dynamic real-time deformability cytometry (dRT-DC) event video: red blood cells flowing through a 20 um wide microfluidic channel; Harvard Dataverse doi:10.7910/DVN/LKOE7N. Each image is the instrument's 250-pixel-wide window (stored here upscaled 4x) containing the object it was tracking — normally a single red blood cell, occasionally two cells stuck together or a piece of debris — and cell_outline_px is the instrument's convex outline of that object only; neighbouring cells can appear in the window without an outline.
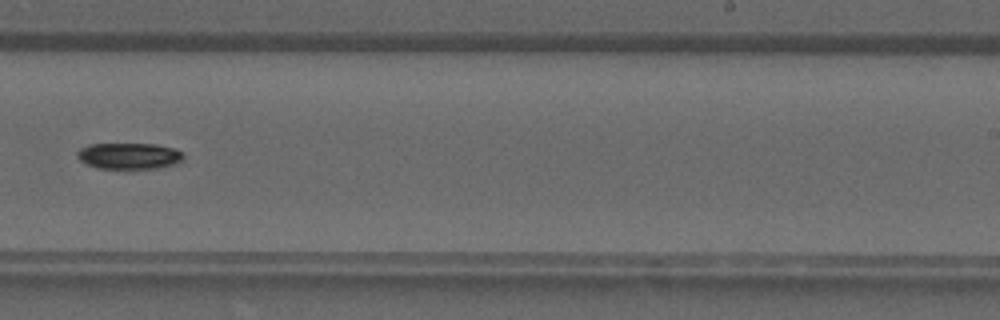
{"species": "common noctule bat (a hibernating species)", "species_latin": "Nyctalus noctula", "temperature_condition": "warm", "stored_images_in_passage": 34, "segment_of_instrument_passage": [2, 2], "camera_frame_rate_fps": 3000, "um_per_image_px": 0.085, "animal": {"sex": "male", "forearm_length_mm": 52.5}, "frame": {"image": 1, "passage_image": 21, "time_ms": 6.667, "image_size_px": [1000, 320], "cell_outline_px": [[184, 156], [180, 160], [172, 164], [156, 168], [100, 168], [88, 164], [80, 160], [76, 156], [76, 152], [80, 148], [92, 144], [156, 144], [172, 148], [184, 152]], "centroid_in_image_um": [10.95, 13.24], "position_along_channel_um": 278.0, "area_um2": 15.95}}
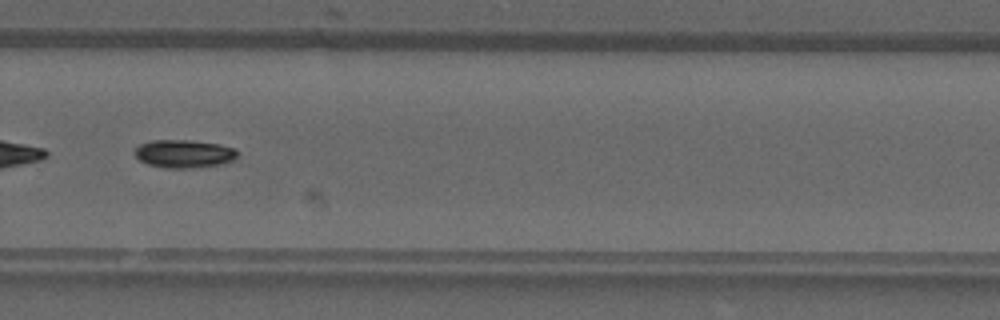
{"frame": {"image": 2, "passage_image": 23, "time_ms": 7.333, "image_size_px": [1000, 320], "cell_outline_px": [[240, 152], [232, 160], [220, 164], [188, 168], [168, 168], [148, 164], [140, 160], [132, 152], [140, 144], [152, 140], [188, 140], [220, 144], [236, 148]], "centroid_in_image_um": [15.64, 13.05], "position_along_channel_um": 314.2, "area_um2": 16.76}}